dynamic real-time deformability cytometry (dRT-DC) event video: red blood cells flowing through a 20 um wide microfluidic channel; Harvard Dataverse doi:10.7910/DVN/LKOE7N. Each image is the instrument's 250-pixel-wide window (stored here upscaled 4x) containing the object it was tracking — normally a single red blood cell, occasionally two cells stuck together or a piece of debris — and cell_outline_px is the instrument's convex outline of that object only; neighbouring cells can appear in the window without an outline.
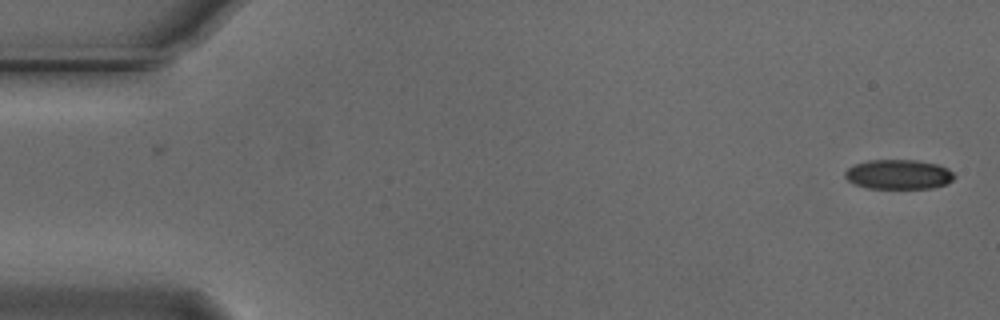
{"species": "Egyptian fruit bat (a non-hibernating species)", "species_latin": "Rousettus aegyptiacus", "temperature_condition": "cold", "stored_images_in_passage": 2, "camera_frame_rate_fps": 3000, "um_per_image_px": 0.085, "animal": {"sex": "male"}, "frame": {"image": 1, "passage_image": 2, "time_ms": 0.333, "image_size_px": [1000, 320], "cell_outline_px": [[956, 176], [948, 184], [932, 188], [868, 188], [856, 184], [848, 180], [844, 176], [844, 172], [848, 168], [856, 164], [868, 160], [916, 160], [936, 164], [948, 168]], "centroid_in_image_um": [76.4, 14.82], "position_along_channel_um": 8.6, "area_um2": 18.84}}